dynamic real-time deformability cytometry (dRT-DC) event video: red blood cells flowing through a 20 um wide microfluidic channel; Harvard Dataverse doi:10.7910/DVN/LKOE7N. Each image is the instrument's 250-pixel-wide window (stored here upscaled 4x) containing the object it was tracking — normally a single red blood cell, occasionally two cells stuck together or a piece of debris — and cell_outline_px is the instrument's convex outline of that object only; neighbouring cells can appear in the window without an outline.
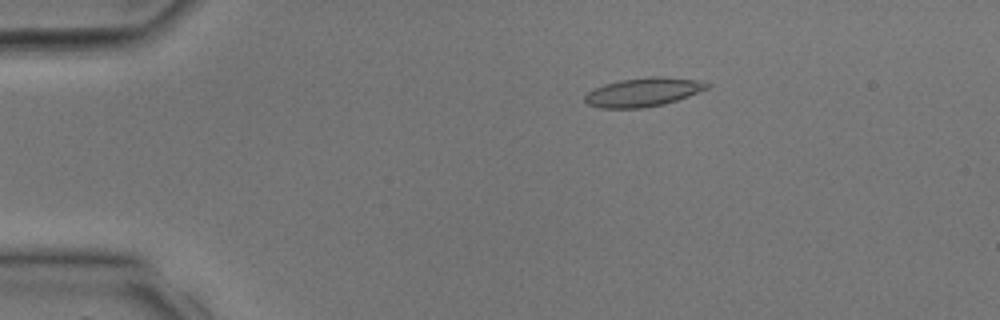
{"species": "common noctule bat (a hibernating species)", "species_latin": "Nyctalus noctula", "temperature_condition": "room temperature", "stored_images_in_passage": 33, "camera_frame_rate_fps": 3000, "um_per_image_px": 0.085, "animal": {"sex": "male", "body_mass_g": 17.9, "forearm_length_mm": 54.2}, "frame": {"image": 1, "passage_image": 7, "time_ms": 2.0, "image_size_px": [1000, 320], "cell_outline_px": [[712, 84], [708, 88], [688, 96], [664, 104], [644, 108], [596, 108], [588, 104], [584, 100], [584, 96], [592, 88], [604, 84], [620, 80], [652, 76], [664, 76], [696, 80]], "centroid_in_image_um": [54.64, 7.83], "position_along_channel_um": 30.4, "area_um2": 20.58}}
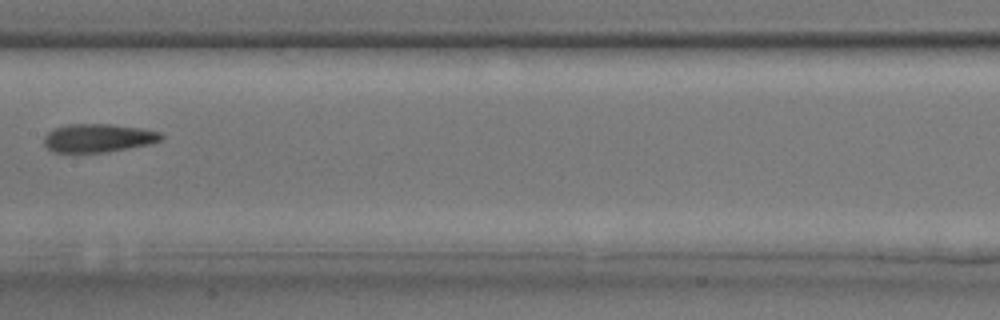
{"frame": {"image": 2, "passage_image": 18, "time_ms": 5.667, "image_size_px": [1000, 320], "cell_outline_px": [[164, 136], [160, 140], [152, 144], [108, 152], [52, 152], [44, 144], [44, 136], [48, 132], [56, 128], [68, 124], [112, 124], [140, 128], [160, 132]], "centroid_in_image_um": [8.36, 11.73], "position_along_channel_um": 199.0, "area_um2": 19.42}}
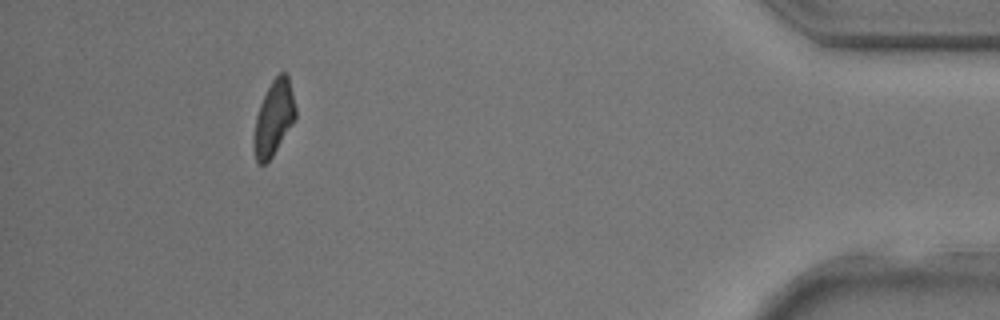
{"frame": {"image": 3, "passage_image": 31, "time_ms": 10.0, "image_size_px": [1000, 320], "cell_outline_px": [[296, 116], [292, 124], [272, 156], [264, 164], [260, 164], [256, 160], [252, 144], [256, 116], [260, 104], [272, 80], [280, 72], [284, 72], [288, 76], [296, 108]], "centroid_in_image_um": [23.26, 10.03], "position_along_channel_um": 411.9, "area_um2": 17.92}}